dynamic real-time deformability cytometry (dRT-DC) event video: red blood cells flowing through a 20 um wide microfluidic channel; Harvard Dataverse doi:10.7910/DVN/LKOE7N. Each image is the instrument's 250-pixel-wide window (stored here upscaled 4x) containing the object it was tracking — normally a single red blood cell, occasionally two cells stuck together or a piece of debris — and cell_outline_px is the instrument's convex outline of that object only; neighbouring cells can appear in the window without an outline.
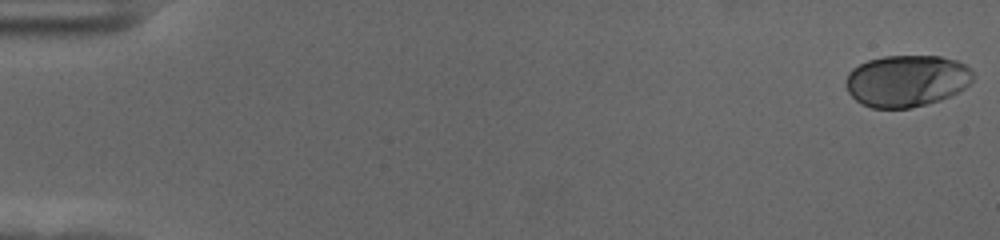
{"species": "human", "species_latin": "Homo sapiens", "temperature_condition": "cold", "stored_images_in_passage": 57, "camera_frame_rate_fps": 3000, "um_per_image_px": 0.085, "donor": {"sex": "female"}, "frame": {"image": 1, "passage_image": 1, "time_ms": 0.0, "image_size_px": [1000, 240], "cell_outline_px": [[972, 80], [964, 88], [940, 100], [928, 104], [912, 108], [872, 108], [860, 104], [848, 92], [844, 84], [848, 72], [852, 68], [868, 60], [884, 56], [940, 56], [956, 60], [972, 68]], "centroid_in_image_um": [77.03, 6.87], "position_along_channel_um": 8.0, "area_um2": 38.55}}
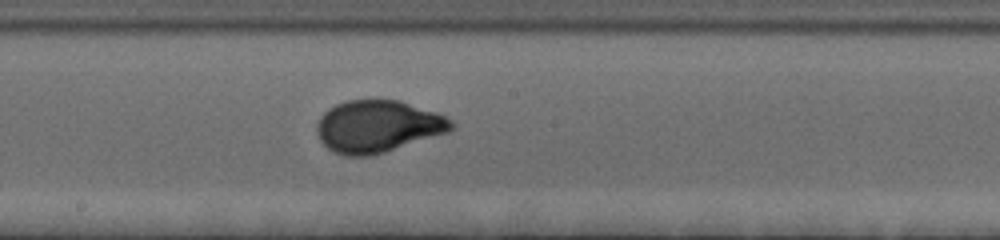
{"frame": {"image": 2, "passage_image": 32, "time_ms": 10.333, "image_size_px": [1000, 240], "cell_outline_px": [[456, 128], [448, 132], [372, 156], [344, 156], [332, 152], [320, 140], [316, 132], [316, 124], [320, 116], [328, 108], [336, 104], [348, 100], [400, 100], [436, 112], [452, 120], [456, 124]], "centroid_in_image_um": [32.1, 10.75], "position_along_channel_um": 216.1, "area_um2": 41.1}}
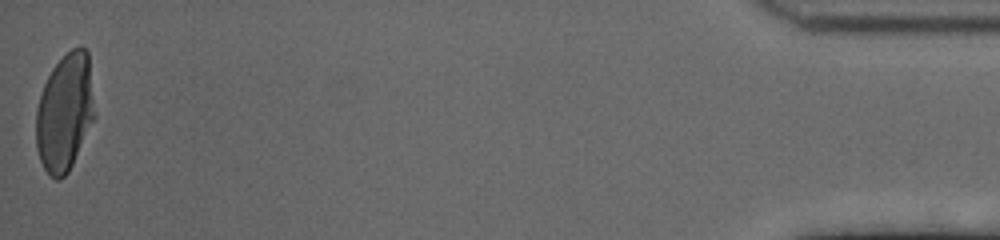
{"frame": {"image": 3, "passage_image": 57, "time_ms": 18.667, "image_size_px": [1000, 240], "cell_outline_px": [[96, 116], [68, 172], [60, 180], [56, 180], [44, 168], [40, 160], [36, 148], [36, 108], [44, 84], [52, 68], [72, 48], [80, 44], [88, 52]], "centroid_in_image_um": [5.52, 9.54], "position_along_channel_um": 429.7, "area_um2": 40.17}, "authors_computed_cell_mechanics": {"area_um2": 39.0728, "velocity_mm_per_s": 3.597, "shape_relaxation_time_tau1_ms": 3.7373, "shape_relaxation_time_tau2_ms": null, "deformation_change_tau1": 0.1761, "deformation_change_tau2": null}}